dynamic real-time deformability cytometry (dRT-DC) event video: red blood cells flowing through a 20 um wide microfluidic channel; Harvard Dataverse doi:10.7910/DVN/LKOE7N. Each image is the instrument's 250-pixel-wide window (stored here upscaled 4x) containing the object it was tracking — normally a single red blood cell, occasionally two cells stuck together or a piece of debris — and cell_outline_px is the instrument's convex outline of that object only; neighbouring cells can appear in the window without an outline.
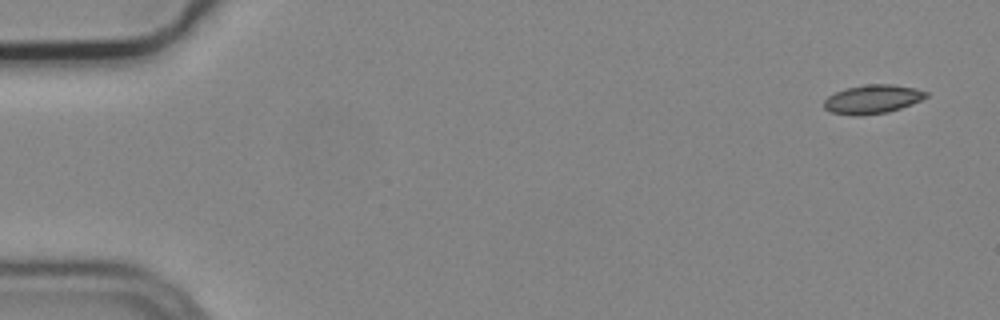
{"species": "common noctule bat (a hibernating species)", "species_latin": "Nyctalus noctula", "temperature_condition": "cold", "stored_images_in_passage": 3, "camera_frame_rate_fps": 3000, "um_per_image_px": 0.085, "animal": {"sex": "male", "body_mass_g": 19.2, "forearm_length_mm": 51.8}, "frame": {"image": 1, "passage_image": 1, "time_ms": 0.0, "image_size_px": [1000, 320], "cell_outline_px": [[928, 96], [912, 104], [888, 112], [860, 116], [856, 116], [832, 112], [824, 108], [824, 100], [828, 96], [844, 88], [868, 84], [892, 84], [916, 88], [928, 92]], "centroid_in_image_um": [74.17, 8.43], "position_along_channel_um": 10.8, "area_um2": 17.17}}